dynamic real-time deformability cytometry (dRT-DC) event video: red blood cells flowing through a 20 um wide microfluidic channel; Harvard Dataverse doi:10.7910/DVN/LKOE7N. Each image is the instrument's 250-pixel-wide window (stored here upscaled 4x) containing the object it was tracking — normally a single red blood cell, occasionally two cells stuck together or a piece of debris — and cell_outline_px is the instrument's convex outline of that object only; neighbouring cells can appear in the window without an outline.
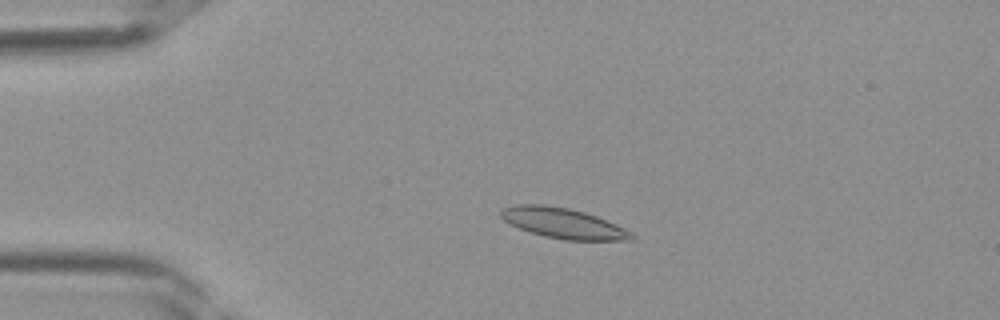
{"species": "Egyptian fruit bat (a non-hibernating species)", "species_latin": "Rousettus aegyptiacus", "temperature_condition": "room temperature", "stored_images_in_passage": 40, "camera_frame_rate_fps": 3000, "um_per_image_px": 0.085, "frame": {"image": 1, "passage_image": 9, "time_ms": 2.667, "image_size_px": [1000, 320], "cell_outline_px": [[636, 240], [564, 240], [544, 236], [520, 228], [504, 220], [500, 216], [500, 212], [504, 208], [516, 204], [544, 204], [568, 208], [584, 212], [596, 216], [616, 224], [632, 232], [636, 236]], "centroid_in_image_um": [47.91, 18.97], "position_along_channel_um": 37.1, "area_um2": 23.0}}
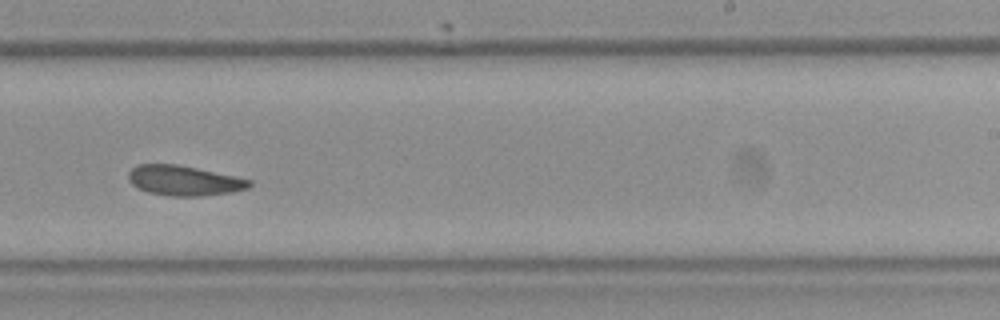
{"frame": {"image": 2, "passage_image": 25, "time_ms": 8.0, "image_size_px": [1000, 320], "cell_outline_px": [[252, 184], [248, 188], [232, 192], [200, 196], [172, 196], [148, 192], [132, 184], [128, 180], [128, 172], [136, 164], [176, 164], [196, 168], [252, 180]], "centroid_in_image_um": [15.62, 15.34], "position_along_channel_um": 273.4, "area_um2": 20.98}}
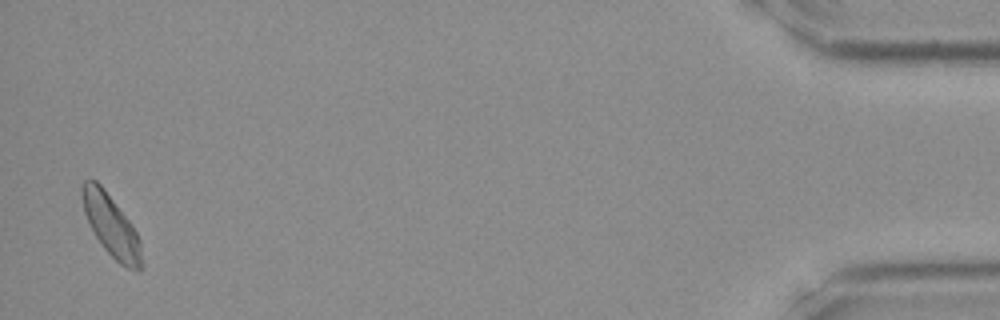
{"frame": {"image": 3, "passage_image": 39, "time_ms": 12.667, "image_size_px": [1000, 320], "cell_outline_px": [[140, 272], [128, 268], [120, 264], [104, 248], [96, 236], [84, 212], [80, 196], [80, 188], [84, 180], [96, 180], [104, 188], [132, 224], [140, 240]], "centroid_in_image_um": [9.41, 19.13], "position_along_channel_um": 425.8, "area_um2": 21.04}}